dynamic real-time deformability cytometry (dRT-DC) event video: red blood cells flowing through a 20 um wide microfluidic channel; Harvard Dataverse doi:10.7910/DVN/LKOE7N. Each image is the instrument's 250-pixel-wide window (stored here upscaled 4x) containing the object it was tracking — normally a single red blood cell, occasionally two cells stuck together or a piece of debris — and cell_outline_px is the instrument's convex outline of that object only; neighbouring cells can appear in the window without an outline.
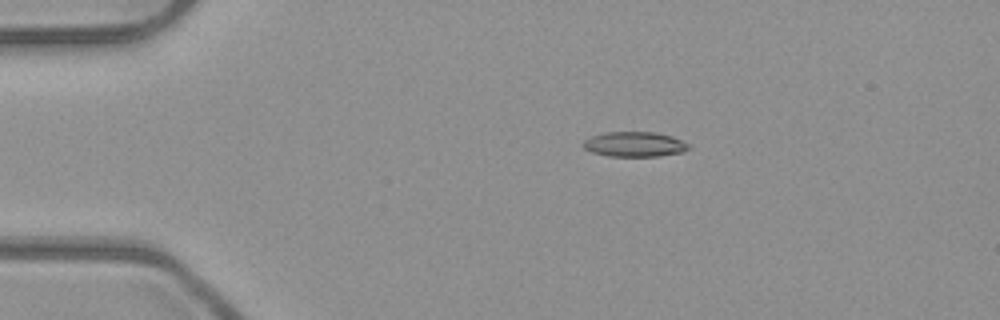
{"species": "common noctule bat (a hibernating species)", "species_latin": "Nyctalus noctula", "temperature_condition": "room temperature", "stored_images_in_passage": 3, "camera_frame_rate_fps": 3000, "um_per_image_px": 0.085, "animal": {"sex": "male", "body_mass_g": 23.1, "forearm_length_mm": 52.7}, "frame": {"image": 1, "passage_image": 1, "time_ms": 0.0, "image_size_px": [1000, 320], "cell_outline_px": [[692, 148], [684, 152], [660, 156], [608, 156], [592, 152], [584, 148], [580, 144], [584, 140], [592, 136], [604, 132], [652, 132], [672, 136], [692, 144]], "centroid_in_image_um": [53.98, 12.26], "position_along_channel_um": 31.0, "area_um2": 15.61}}
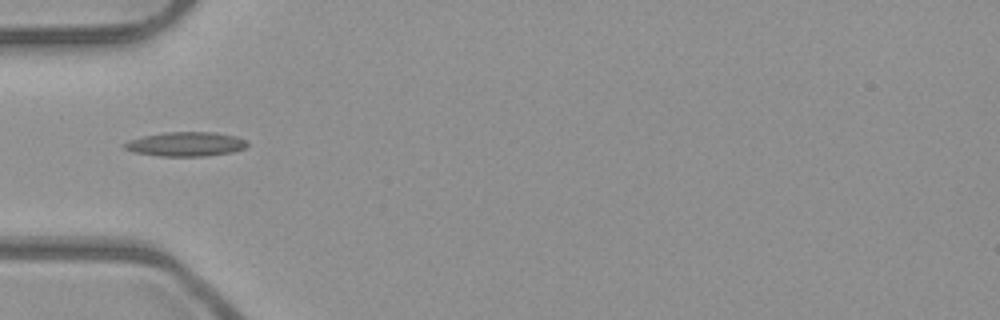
{"frame": {"image": 2, "passage_image": 3, "time_ms": 0.667, "image_size_px": [1000, 320], "cell_outline_px": [[248, 144], [244, 148], [232, 152], [208, 156], [160, 156], [136, 152], [124, 148], [124, 144], [128, 140], [144, 136], [164, 132], [216, 132], [236, 136], [248, 140]], "centroid_in_image_um": [15.84, 12.24], "position_along_channel_um": 69.2, "area_um2": 17.4}}